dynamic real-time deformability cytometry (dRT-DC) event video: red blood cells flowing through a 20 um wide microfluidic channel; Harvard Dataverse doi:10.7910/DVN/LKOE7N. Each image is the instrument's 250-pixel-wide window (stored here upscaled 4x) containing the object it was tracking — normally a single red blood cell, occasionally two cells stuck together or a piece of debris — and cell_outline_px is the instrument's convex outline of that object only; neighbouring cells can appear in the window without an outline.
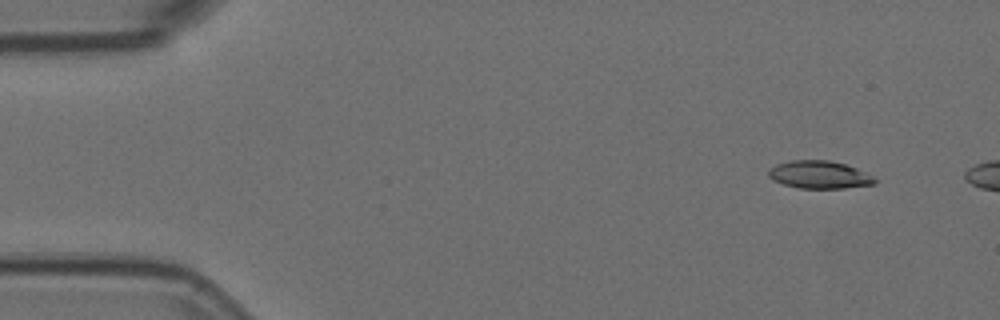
{"species": "Egyptian fruit bat (a non-hibernating species)", "species_latin": "Rousettus aegyptiacus", "temperature_condition": "room temperature", "stored_images_in_passage": 2, "camera_frame_rate_fps": 3000, "um_per_image_px": 0.085, "animal": {"sex": "female"}, "frame": {"image": 1, "passage_image": 1, "time_ms": 0.0, "image_size_px": [1000, 320], "cell_outline_px": [[876, 184], [844, 188], [800, 188], [784, 184], [772, 180], [768, 176], [768, 168], [776, 164], [788, 160], [828, 160], [844, 164], [856, 168], [872, 176], [876, 180]], "centroid_in_image_um": [69.6, 14.84], "position_along_channel_um": 15.4, "area_um2": 17.17}}